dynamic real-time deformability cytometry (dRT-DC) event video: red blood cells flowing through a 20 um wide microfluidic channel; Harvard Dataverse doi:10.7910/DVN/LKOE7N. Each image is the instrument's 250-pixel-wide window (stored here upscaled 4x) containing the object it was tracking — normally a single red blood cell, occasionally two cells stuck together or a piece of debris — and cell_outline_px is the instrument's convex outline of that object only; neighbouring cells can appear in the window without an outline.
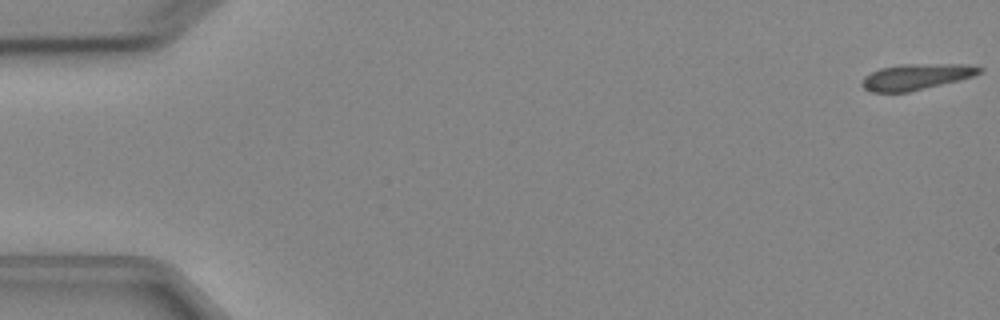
{"species": "Egyptian fruit bat (a non-hibernating species)", "species_latin": "Rousettus aegyptiacus", "temperature_condition": "cold", "stored_images_in_passage": 5, "camera_frame_rate_fps": 3000, "um_per_image_px": 0.085, "animal": {"sex": "female"}, "frame": {"image": 1, "passage_image": 1, "time_ms": 0.0, "image_size_px": [1000, 320], "cell_outline_px": [[984, 72], [960, 80], [908, 92], [872, 92], [864, 88], [860, 84], [864, 76], [880, 68], [900, 64], [968, 64], [984, 68]], "centroid_in_image_um": [77.9, 6.52], "position_along_channel_um": 7.1, "area_um2": 17.86}}
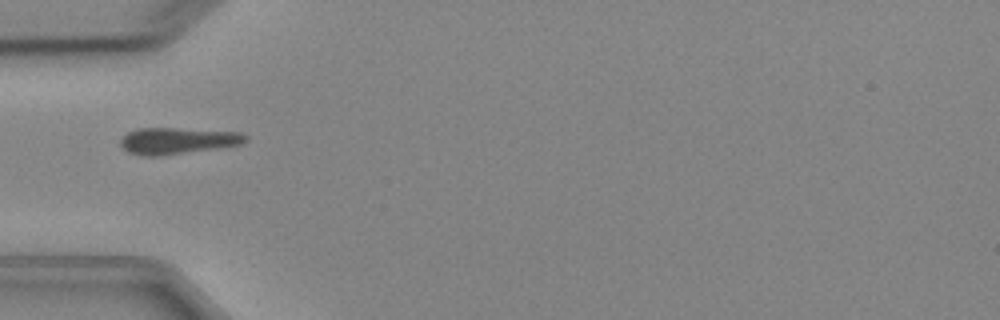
{"frame": {"image": 2, "passage_image": 5, "time_ms": 5.333, "image_size_px": [1000, 320], "cell_outline_px": [[248, 140], [240, 144], [216, 148], [156, 156], [144, 156], [128, 152], [120, 144], [120, 140], [128, 132], [136, 128], [176, 128], [240, 132], [248, 136]], "centroid_in_image_um": [15.08, 11.95], "position_along_channel_um": 69.9, "area_um2": 19.07}}